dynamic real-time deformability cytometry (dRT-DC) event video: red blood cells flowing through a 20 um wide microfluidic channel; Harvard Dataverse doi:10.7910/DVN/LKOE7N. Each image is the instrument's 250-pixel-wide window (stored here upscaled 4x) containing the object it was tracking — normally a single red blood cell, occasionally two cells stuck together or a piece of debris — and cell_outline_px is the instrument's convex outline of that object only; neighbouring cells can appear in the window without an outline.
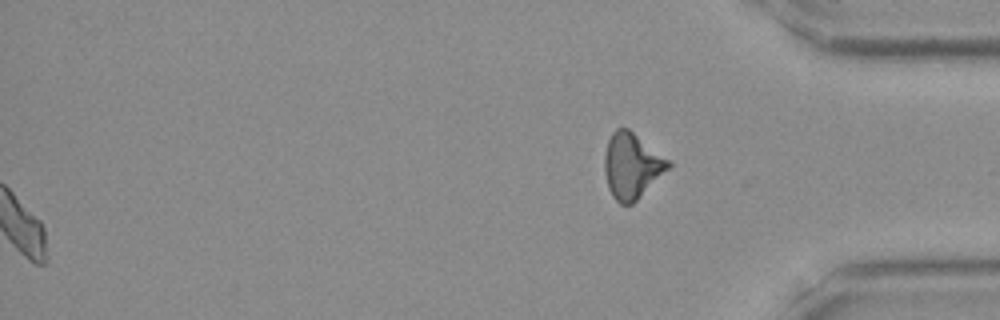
{"species": "Egyptian fruit bat (a non-hibernating species)", "species_latin": "Rousettus aegyptiacus", "temperature_condition": "room temperature", "stored_images_in_passage": 47, "segment_of_instrument_passage": [2, 2], "camera_frame_rate_fps": 3000, "um_per_image_px": 0.085, "frame": {"image": 1, "passage_image": 47, "time_ms": 15.333, "image_size_px": [1000, 320], "cell_outline_px": [[672, 164], [632, 204], [620, 204], [612, 196], [608, 188], [604, 172], [604, 156], [608, 140], [612, 132], [616, 128], [628, 128], [672, 160]], "centroid_in_image_um": [53.69, 14.06], "position_along_channel_um": 381.5, "area_um2": 24.33}}